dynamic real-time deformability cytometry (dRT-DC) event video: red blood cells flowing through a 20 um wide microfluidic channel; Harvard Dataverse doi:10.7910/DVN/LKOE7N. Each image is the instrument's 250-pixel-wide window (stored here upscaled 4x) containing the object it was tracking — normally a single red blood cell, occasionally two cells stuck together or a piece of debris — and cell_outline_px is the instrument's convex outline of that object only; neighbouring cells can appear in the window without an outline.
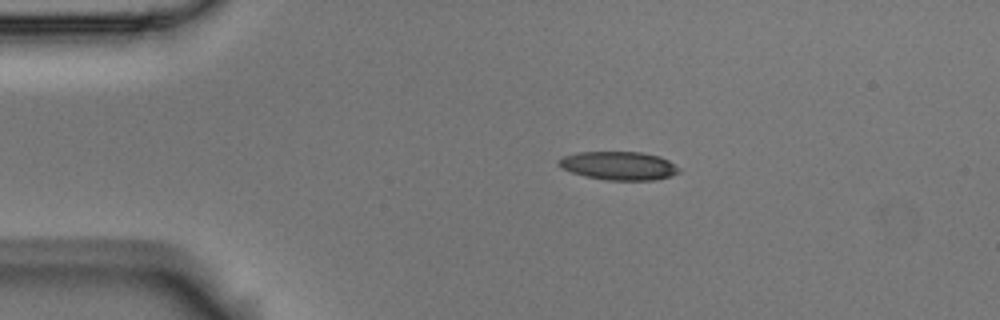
{"species": "Egyptian fruit bat (a non-hibernating species)", "species_latin": "Rousettus aegyptiacus", "temperature_condition": "room temperature", "stored_images_in_passage": 6, "camera_frame_rate_fps": 3000, "um_per_image_px": 0.085, "animal": {"sex": "male"}, "frame": {"image": 1, "passage_image": 2, "time_ms": 0.333, "image_size_px": [1000, 320], "cell_outline_px": [[680, 172], [672, 176], [656, 180], [604, 180], [584, 176], [560, 168], [556, 164], [556, 160], [564, 156], [580, 152], [640, 152], [660, 156], [668, 160], [680, 168]], "centroid_in_image_um": [52.59, 14.09], "position_along_channel_um": 32.4, "area_um2": 20.17}}
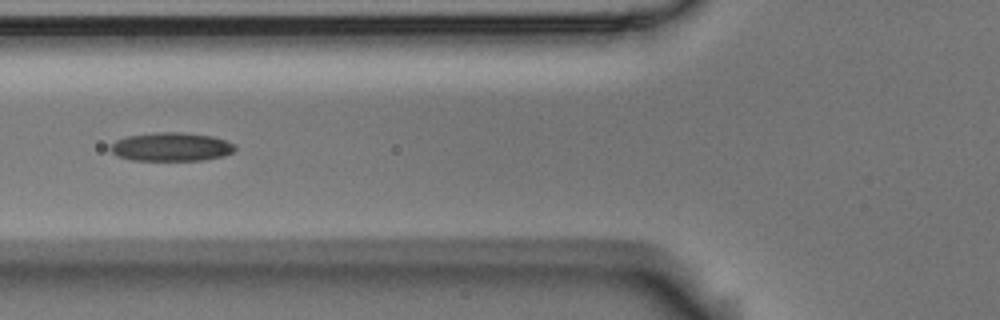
{"frame": {"image": 2, "passage_image": 5, "time_ms": 1.333, "image_size_px": [1000, 320], "cell_outline_px": [[236, 148], [232, 152], [224, 156], [204, 160], [132, 160], [116, 156], [108, 148], [116, 140], [128, 136], [156, 132], [180, 132], [212, 136], [236, 144]], "centroid_in_image_um": [14.55, 12.48], "position_along_channel_um": 111.2, "area_um2": 20.81}}
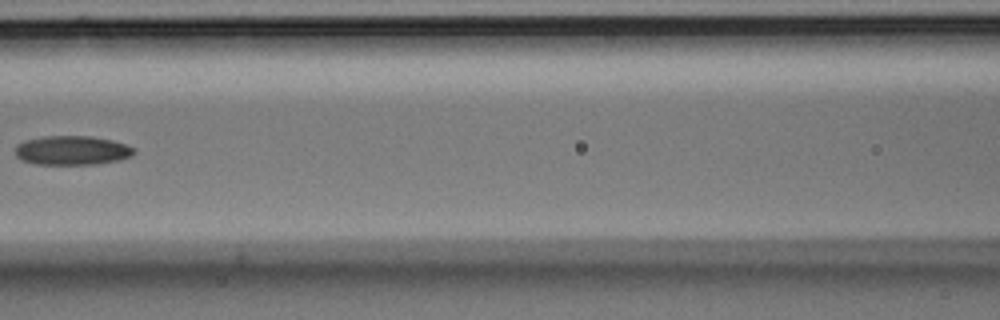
{"frame": {"image": 3, "passage_image": 6, "time_ms": 1.667, "image_size_px": [1000, 320], "cell_outline_px": [[136, 152], [132, 156], [120, 160], [96, 164], [36, 164], [20, 160], [16, 156], [16, 144], [24, 140], [44, 136], [92, 136], [112, 140], [136, 148]], "centroid_in_image_um": [6.13, 12.78], "position_along_channel_um": 160.5, "area_um2": 20.4}}